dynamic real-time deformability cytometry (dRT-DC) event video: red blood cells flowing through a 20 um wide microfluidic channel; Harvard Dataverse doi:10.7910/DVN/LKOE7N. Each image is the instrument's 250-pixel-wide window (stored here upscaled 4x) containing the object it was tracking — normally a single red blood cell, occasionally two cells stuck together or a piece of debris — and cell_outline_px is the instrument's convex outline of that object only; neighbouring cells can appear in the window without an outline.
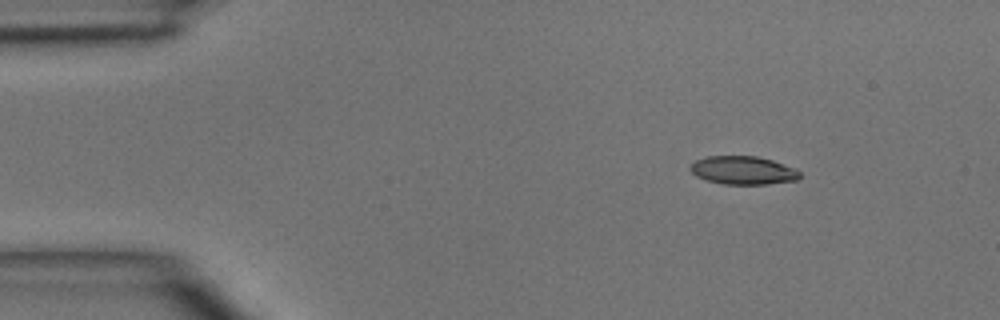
{"species": "common noctule bat (a hibernating species)", "species_latin": "Nyctalus noctula", "temperature_condition": "room temperature", "stored_images_in_passage": 42, "camera_frame_rate_fps": 3000, "um_per_image_px": 0.085, "animal": {"sex": "male", "body_mass_g": 15.6}, "frame": {"image": 1, "passage_image": 1, "time_ms": 0.0, "image_size_px": [1000, 320], "cell_outline_px": [[800, 176], [796, 180], [768, 184], [724, 184], [704, 180], [696, 176], [688, 168], [696, 160], [704, 156], [756, 156], [772, 160], [796, 168], [800, 172]], "centroid_in_image_um": [63.14, 14.47], "position_along_channel_um": 21.9, "area_um2": 18.15}}
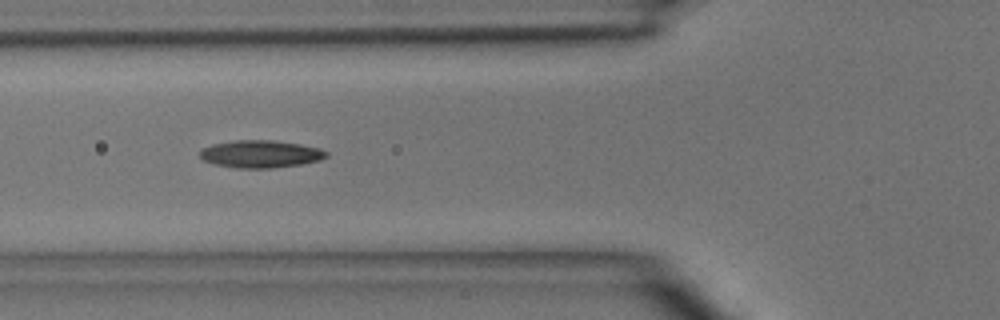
{"frame": {"image": 2, "passage_image": 12, "time_ms": 3.667, "image_size_px": [1000, 320], "cell_outline_px": [[328, 156], [320, 160], [300, 164], [272, 168], [236, 168], [216, 164], [204, 160], [200, 156], [200, 152], [204, 148], [212, 144], [232, 140], [272, 140], [300, 144], [320, 148], [328, 152]], "centroid_in_image_um": [22.17, 13.08], "position_along_channel_um": 103.6, "area_um2": 20.17}}
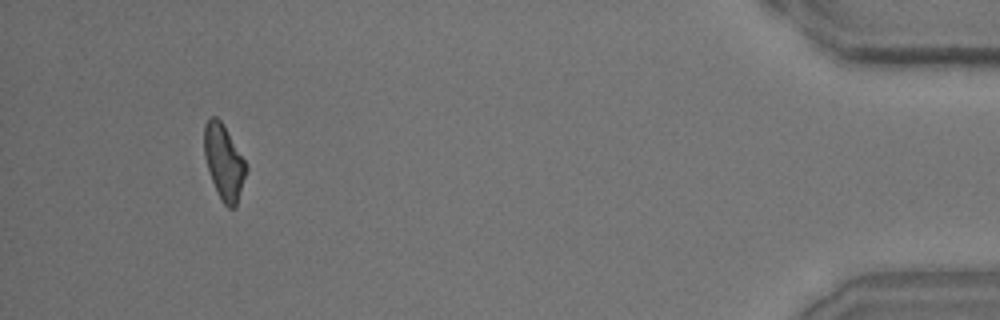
{"frame": {"image": 3, "passage_image": 39, "time_ms": 12.667, "image_size_px": [1000, 320], "cell_outline_px": [[248, 168], [236, 204], [232, 208], [228, 208], [220, 200], [212, 180], [204, 156], [204, 124], [212, 116], [216, 116], [220, 120], [248, 164]], "centroid_in_image_um": [19.03, 13.76], "position_along_channel_um": 416.2, "area_um2": 18.15}}